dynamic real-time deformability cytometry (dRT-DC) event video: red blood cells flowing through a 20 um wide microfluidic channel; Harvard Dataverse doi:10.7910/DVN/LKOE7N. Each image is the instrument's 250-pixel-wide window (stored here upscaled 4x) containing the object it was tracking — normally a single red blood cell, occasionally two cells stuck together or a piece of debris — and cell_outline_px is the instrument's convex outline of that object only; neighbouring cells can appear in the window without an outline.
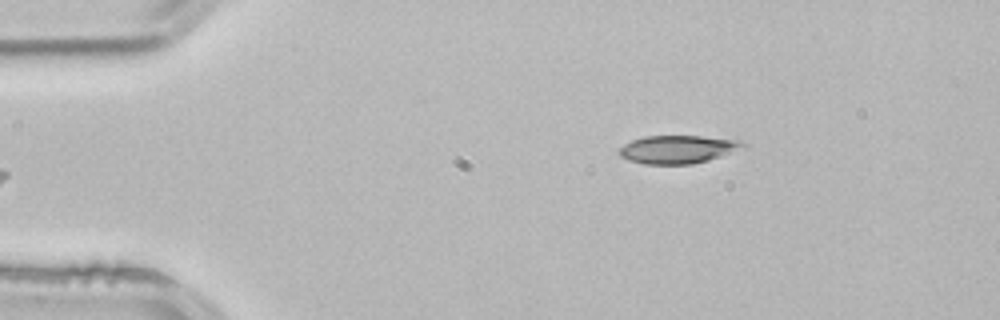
{"species": "common noctule bat (a hibernating species)", "species_latin": "Nyctalus noctula", "temperature_condition": "room temperature", "stored_images_in_passage": 4, "segment_of_instrument_passage": [2, 2], "camera_frame_rate_fps": 3000, "um_per_image_px": 0.085, "animal": {"sex": "male", "body_mass_g": 21.5, "forearm_length_mm": 52.0}, "frame": {"image": 1, "passage_image": 4, "time_ms": 1.0, "image_size_px": [1000, 320], "cell_outline_px": [[744, 144], [708, 160], [692, 164], [644, 164], [628, 160], [620, 156], [620, 148], [624, 144], [632, 140], [644, 136], [700, 136], [740, 140]], "centroid_in_image_um": [57.47, 12.69], "position_along_channel_um": 27.5, "area_um2": 19.59}}